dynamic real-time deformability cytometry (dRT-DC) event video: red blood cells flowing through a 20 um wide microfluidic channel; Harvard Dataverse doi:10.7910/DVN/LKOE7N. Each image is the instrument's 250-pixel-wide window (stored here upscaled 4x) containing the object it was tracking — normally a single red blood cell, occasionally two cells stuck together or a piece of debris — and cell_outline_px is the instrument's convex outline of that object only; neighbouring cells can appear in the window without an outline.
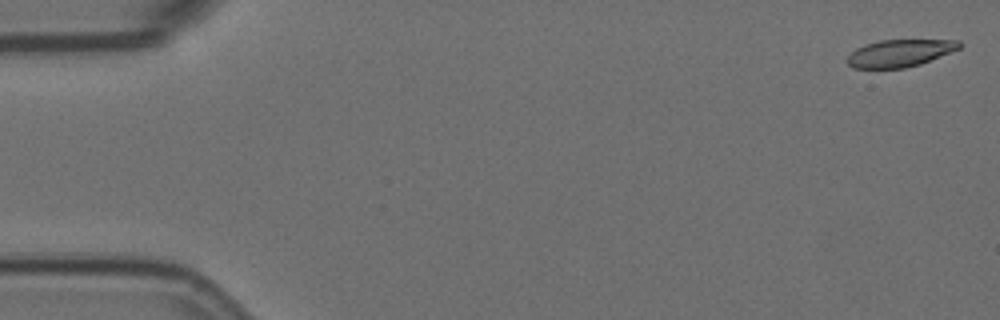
{"species": "Egyptian fruit bat (a non-hibernating species)", "species_latin": "Rousettus aegyptiacus", "temperature_condition": "room temperature", "stored_images_in_passage": 6, "camera_frame_rate_fps": 3000, "um_per_image_px": 0.085, "animal": {"sex": "female"}, "frame": {"image": 1, "passage_image": 1, "time_ms": 0.0, "image_size_px": [1000, 320], "cell_outline_px": [[964, 44], [960, 48], [920, 64], [904, 68], [852, 68], [844, 60], [856, 48], [864, 44], [880, 40], [960, 40]], "centroid_in_image_um": [76.46, 4.51], "position_along_channel_um": 8.5, "area_um2": 17.86}}
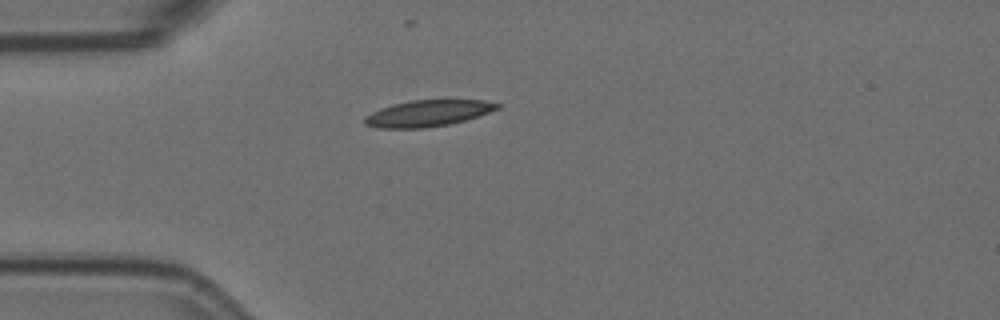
{"frame": {"image": 2, "passage_image": 5, "time_ms": 1.333, "image_size_px": [1000, 320], "cell_outline_px": [[500, 108], [464, 120], [448, 124], [424, 128], [376, 128], [364, 124], [364, 116], [380, 108], [392, 104], [412, 100], [484, 100], [500, 104]], "centroid_in_image_um": [36.31, 9.63], "position_along_channel_um": 48.7, "area_um2": 20.23}}